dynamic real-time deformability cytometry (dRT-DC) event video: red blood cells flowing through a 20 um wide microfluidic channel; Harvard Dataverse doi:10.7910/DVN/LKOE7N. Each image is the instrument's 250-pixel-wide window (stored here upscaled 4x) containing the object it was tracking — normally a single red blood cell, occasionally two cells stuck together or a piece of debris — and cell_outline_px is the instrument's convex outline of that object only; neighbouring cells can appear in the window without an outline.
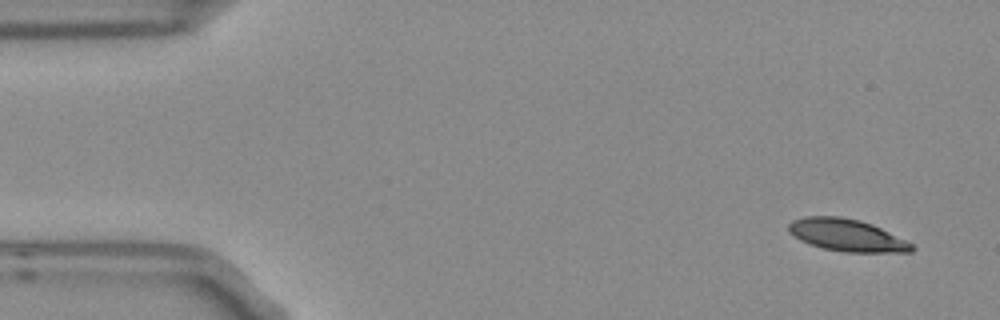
{"species": "Egyptian fruit bat (a non-hibernating species)", "species_latin": "Rousettus aegyptiacus", "temperature_condition": "room temperature", "stored_images_in_passage": 3, "camera_frame_rate_fps": 3000, "um_per_image_px": 0.085, "frame": {"image": 1, "passage_image": 1, "time_ms": 0.0, "image_size_px": [1000, 320], "cell_outline_px": [[916, 248], [912, 252], [844, 252], [824, 248], [800, 240], [788, 232], [788, 224], [792, 220], [804, 216], [840, 216], [860, 220], [872, 224], [912, 244]], "centroid_in_image_um": [71.95, 19.98], "position_along_channel_um": 13.0, "area_um2": 22.95}}
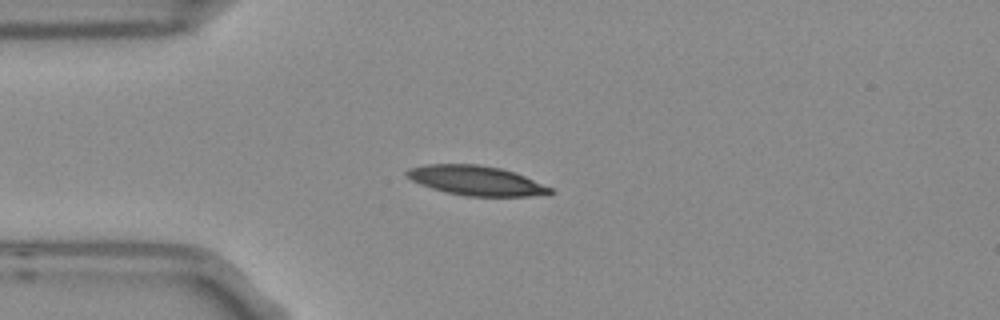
{"frame": {"image": 2, "passage_image": 3, "time_ms": 0.667, "image_size_px": [1000, 320], "cell_outline_px": [[556, 192], [528, 196], [468, 196], [444, 192], [420, 184], [412, 180], [404, 172], [408, 168], [424, 164], [476, 164], [500, 168], [516, 172], [552, 188]], "centroid_in_image_um": [40.45, 15.34], "position_along_channel_um": 44.5, "area_um2": 24.68}}